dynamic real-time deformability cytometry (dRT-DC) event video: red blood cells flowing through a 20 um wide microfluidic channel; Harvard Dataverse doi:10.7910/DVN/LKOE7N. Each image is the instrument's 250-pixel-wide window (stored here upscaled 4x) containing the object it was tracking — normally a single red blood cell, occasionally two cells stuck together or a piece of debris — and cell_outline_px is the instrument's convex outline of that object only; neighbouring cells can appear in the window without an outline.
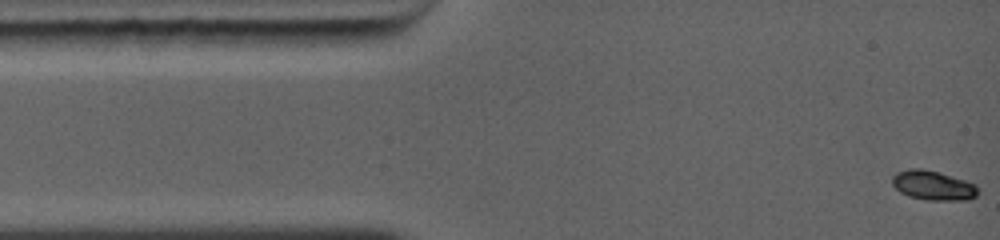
{"species": "common noctule bat (a hibernating species)", "species_latin": "Nyctalus noctula", "temperature_condition": "warm", "stored_images_in_passage": 6, "camera_frame_rate_fps": 5000, "um_per_image_px": 0.085, "animal": {"sex": "female", "body_mass_g": 19.0, "forearm_length_mm": 56.7}, "frame": {"image": 1, "passage_image": 1, "time_ms": 0.0, "image_size_px": [1000, 240], "cell_outline_px": [[980, 192], [976, 196], [964, 200], [932, 200], [912, 196], [900, 192], [892, 184], [892, 176], [896, 172], [908, 168], [920, 168], [940, 172], [976, 184]], "centroid_in_image_um": [79.32, 15.74], "position_along_channel_um": 5.7, "area_um2": 14.68}}